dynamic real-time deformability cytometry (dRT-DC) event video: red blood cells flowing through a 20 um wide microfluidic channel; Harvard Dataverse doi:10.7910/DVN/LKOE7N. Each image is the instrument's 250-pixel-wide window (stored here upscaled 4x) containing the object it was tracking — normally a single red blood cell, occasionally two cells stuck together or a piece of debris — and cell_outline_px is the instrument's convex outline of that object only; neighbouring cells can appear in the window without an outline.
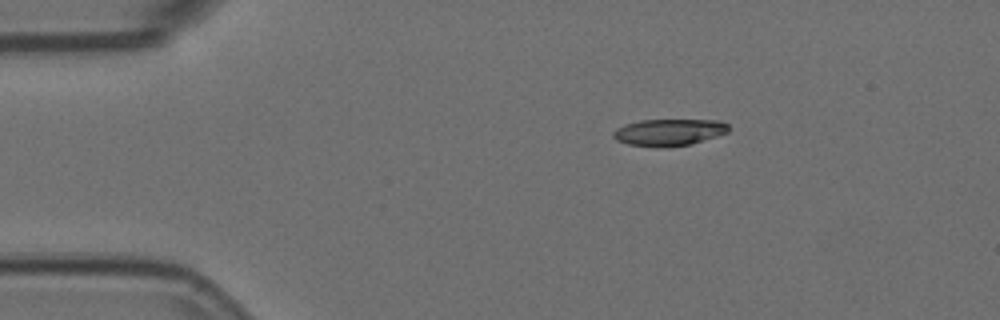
{"species": "Egyptian fruit bat (a non-hibernating species)", "species_latin": "Rousettus aegyptiacus", "temperature_condition": "room temperature", "stored_images_in_passage": 7, "camera_frame_rate_fps": 3000, "um_per_image_px": 0.085, "animal": {"sex": "female"}, "frame": {"image": 1, "passage_image": 2, "time_ms": 0.333, "image_size_px": [1000, 320], "cell_outline_px": [[728, 132], [716, 136], [688, 144], [628, 144], [616, 140], [612, 136], [612, 132], [616, 128], [624, 124], [640, 120], [720, 120], [728, 124]], "centroid_in_image_um": [56.85, 11.18], "position_along_channel_um": 28.1, "area_um2": 17.11}}
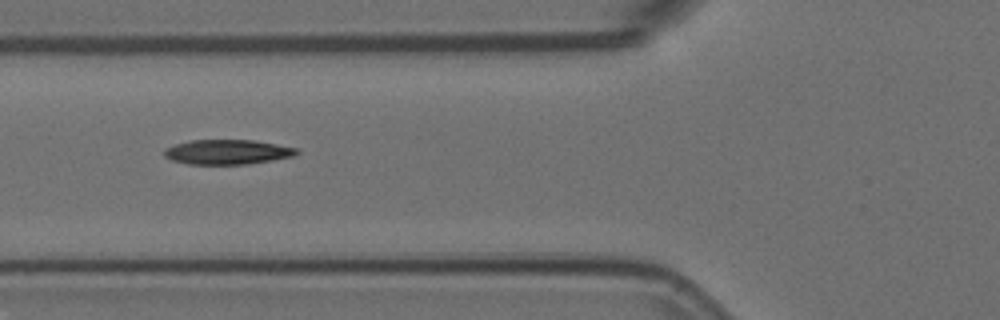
{"frame": {"image": 2, "passage_image": 5, "time_ms": 1.333, "image_size_px": [1000, 320], "cell_outline_px": [[300, 152], [292, 156], [272, 160], [248, 164], [188, 164], [172, 160], [164, 156], [164, 148], [176, 144], [192, 140], [252, 140], [276, 144], [296, 148]], "centroid_in_image_um": [19.3, 12.92], "position_along_channel_um": 106.5, "area_um2": 18.96}}
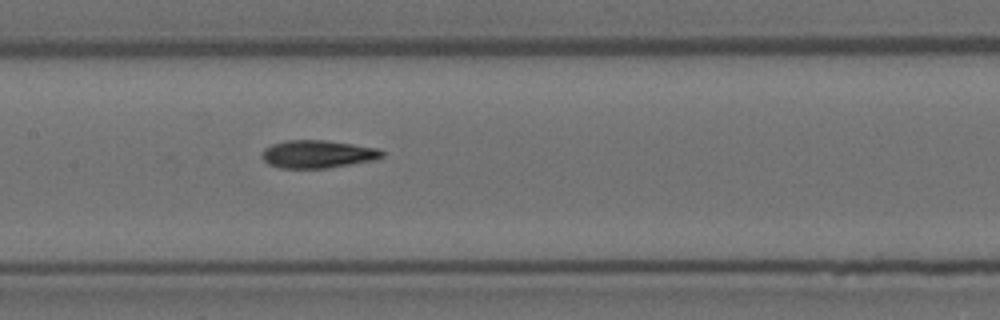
{"frame": {"image": 3, "passage_image": 7, "time_ms": 2.0, "image_size_px": [1000, 320], "cell_outline_px": [[384, 156], [372, 160], [324, 168], [280, 168], [268, 164], [264, 160], [264, 148], [272, 144], [288, 140], [324, 140], [352, 144], [376, 148], [384, 152]], "centroid_in_image_um": [26.98, 13.09], "position_along_channel_um": 180.4, "area_um2": 19.07}}